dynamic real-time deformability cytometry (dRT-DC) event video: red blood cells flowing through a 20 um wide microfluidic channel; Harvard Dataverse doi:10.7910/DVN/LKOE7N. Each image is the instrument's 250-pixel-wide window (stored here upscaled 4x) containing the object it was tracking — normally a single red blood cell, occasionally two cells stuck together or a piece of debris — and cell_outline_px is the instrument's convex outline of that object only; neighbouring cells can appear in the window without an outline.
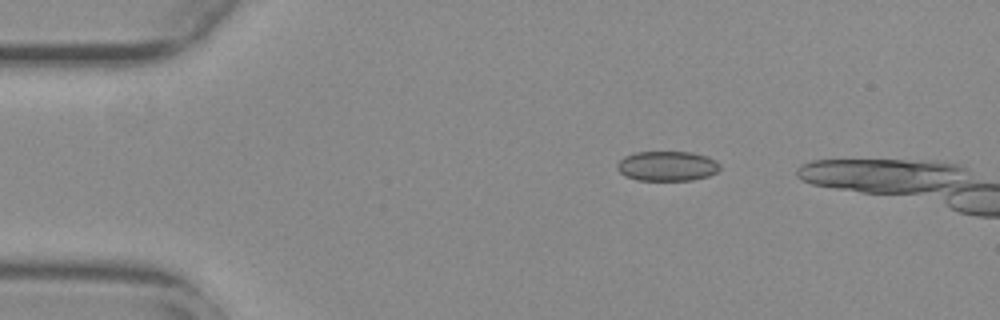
{"species": "common noctule bat (a hibernating species)", "species_latin": "Nyctalus noctula", "temperature_condition": "warm", "stored_images_in_passage": 5, "camera_frame_rate_fps": 3000, "um_per_image_px": 0.085, "animal": {"sex": "female", "body_mass_g": 29.2, "forearm_length_mm": 56.3}, "frame": {"image": 1, "passage_image": 1, "time_ms": 0.0, "image_size_px": [1000, 320], "cell_outline_px": [[720, 168], [716, 172], [708, 176], [692, 180], [636, 180], [624, 176], [616, 168], [616, 164], [624, 156], [636, 152], [692, 152], [708, 156], [716, 160], [720, 164]], "centroid_in_image_um": [56.7, 14.11], "position_along_channel_um": 28.3, "area_um2": 18.03}}